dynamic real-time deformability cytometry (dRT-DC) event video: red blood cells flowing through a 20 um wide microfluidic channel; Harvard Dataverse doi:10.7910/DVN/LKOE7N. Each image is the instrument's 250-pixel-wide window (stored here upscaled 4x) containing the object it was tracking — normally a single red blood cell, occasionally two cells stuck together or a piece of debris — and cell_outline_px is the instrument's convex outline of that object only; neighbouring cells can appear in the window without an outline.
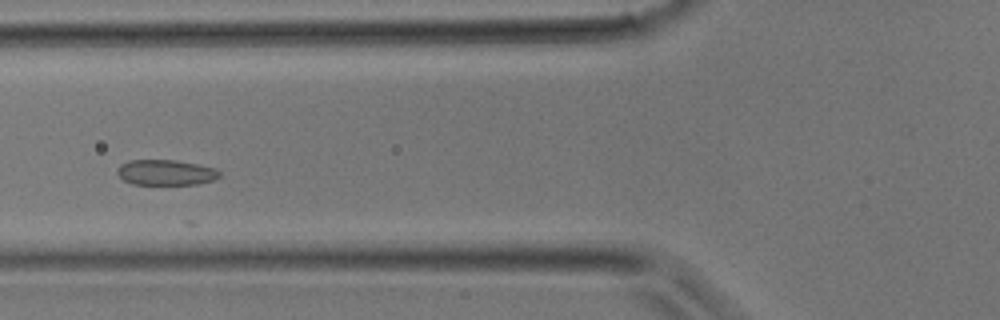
{"species": "common noctule bat (a hibernating species)", "species_latin": "Nyctalus noctula", "temperature_condition": "room temperature", "stored_images_in_passage": 5, "camera_frame_rate_fps": 3000, "um_per_image_px": 0.085, "animal": {"sex": "male", "body_mass_g": 17.9}, "frame": {"image": 1, "passage_image": 3, "time_ms": 0.667, "image_size_px": [1000, 320], "cell_outline_px": [[220, 176], [212, 180], [196, 184], [132, 184], [124, 180], [116, 172], [116, 168], [120, 164], [128, 160], [176, 160], [216, 168], [220, 172]], "centroid_in_image_um": [14.06, 14.65], "position_along_channel_um": 111.7, "area_um2": 15.14}}